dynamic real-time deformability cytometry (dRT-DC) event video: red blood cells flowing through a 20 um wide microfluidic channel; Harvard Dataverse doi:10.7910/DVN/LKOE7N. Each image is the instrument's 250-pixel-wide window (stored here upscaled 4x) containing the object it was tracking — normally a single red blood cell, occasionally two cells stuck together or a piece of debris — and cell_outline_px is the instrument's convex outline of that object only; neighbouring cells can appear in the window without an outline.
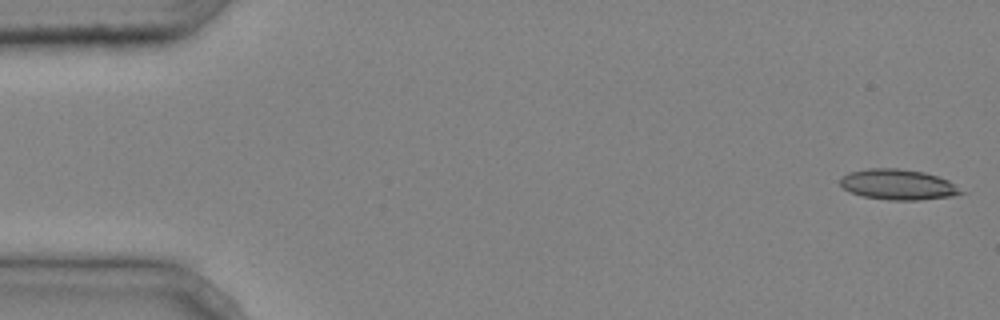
{"species": "common noctule bat (a hibernating species)", "species_latin": "Nyctalus noctula", "temperature_condition": "cold", "stored_images_in_passage": 5, "camera_frame_rate_fps": 3000, "um_per_image_px": 0.085, "animal": {"sex": "male", "body_mass_g": 20.4}, "frame": {"image": 1, "passage_image": 1, "time_ms": 0.0, "image_size_px": [1000, 320], "cell_outline_px": [[968, 192], [952, 196], [920, 200], [888, 200], [864, 196], [852, 192], [844, 188], [840, 184], [840, 176], [848, 172], [868, 168], [896, 168], [924, 172], [948, 180]], "centroid_in_image_um": [76.35, 15.68], "position_along_channel_um": 8.6, "area_um2": 21.56}}
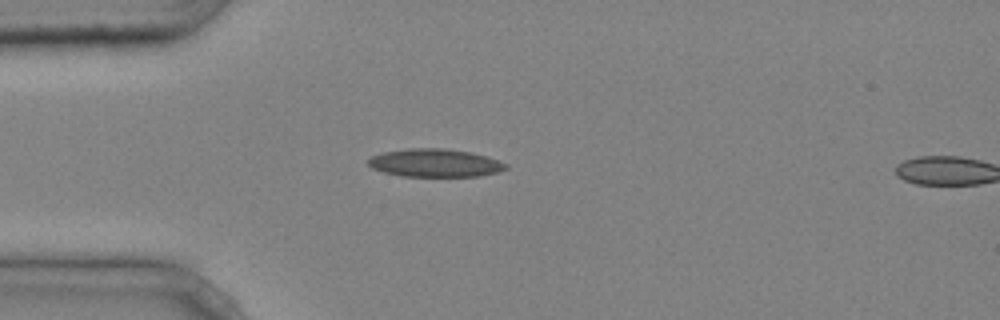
{"frame": {"image": 2, "passage_image": 4, "time_ms": 1.0, "image_size_px": [1000, 320], "cell_outline_px": [[508, 168], [496, 172], [480, 176], [400, 176], [384, 172], [372, 168], [368, 164], [368, 160], [372, 156], [384, 152], [408, 148], [444, 148], [472, 152], [508, 164]], "centroid_in_image_um": [36.96, 13.85], "position_along_channel_um": 48.0, "area_um2": 22.37}}